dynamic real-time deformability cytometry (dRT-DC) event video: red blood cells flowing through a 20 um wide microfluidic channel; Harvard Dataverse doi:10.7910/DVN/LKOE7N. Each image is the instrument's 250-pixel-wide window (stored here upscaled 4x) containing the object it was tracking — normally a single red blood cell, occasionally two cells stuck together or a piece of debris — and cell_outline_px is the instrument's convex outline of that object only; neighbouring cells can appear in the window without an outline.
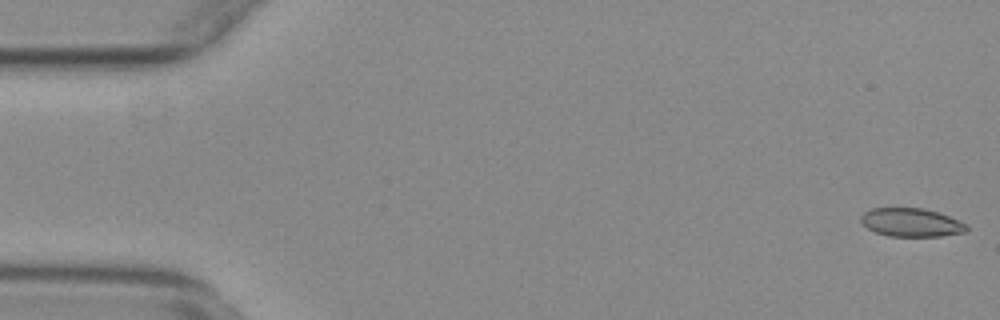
{"species": "common noctule bat (a hibernating species)", "species_latin": "Nyctalus noctula", "temperature_condition": "warm", "stored_images_in_passage": 55, "camera_frame_rate_fps": 3000, "um_per_image_px": 0.085, "animal": {"sex": "female", "body_mass_g": 29.2, "forearm_length_mm": 56.3}, "frame": {"image": 1, "passage_image": 1, "time_ms": 0.0, "image_size_px": [1000, 320], "cell_outline_px": [[968, 232], [940, 236], [888, 236], [876, 232], [868, 228], [860, 220], [860, 216], [864, 212], [872, 208], [924, 208], [940, 212], [968, 224]], "centroid_in_image_um": [77.5, 18.9], "position_along_channel_um": 7.5, "area_um2": 17.69}}
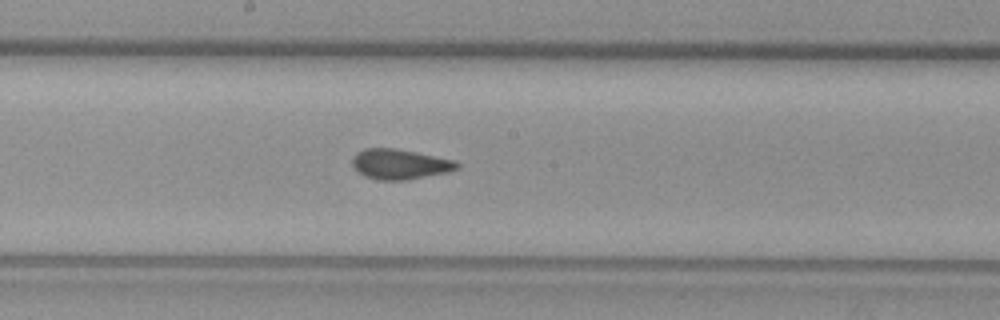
{"frame": {"image": 2, "passage_image": 29, "time_ms": 9.333, "image_size_px": [1000, 320], "cell_outline_px": [[460, 168], [448, 172], [404, 180], [376, 180], [364, 176], [352, 168], [352, 156], [356, 152], [364, 148], [396, 148], [456, 160], [460, 164]], "centroid_in_image_um": [33.96, 13.95], "position_along_channel_um": 214.2, "area_um2": 18.67}}
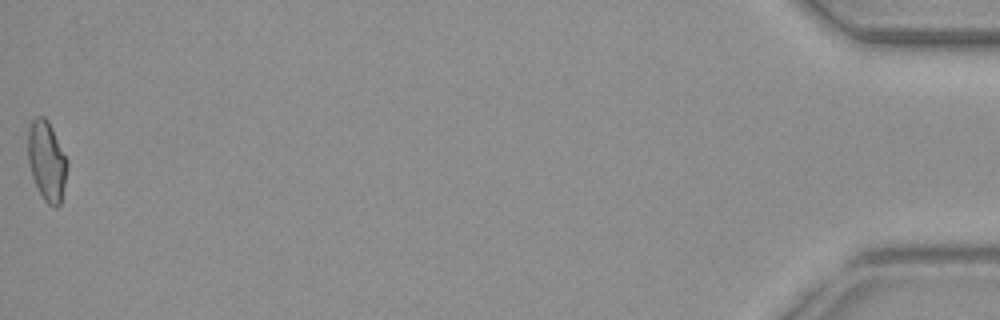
{"frame": {"image": 3, "passage_image": 55, "time_ms": 18.0, "image_size_px": [1000, 320], "cell_outline_px": [[68, 164], [60, 204], [56, 208], [48, 204], [44, 200], [32, 176], [28, 160], [28, 128], [32, 120], [36, 116], [44, 116], [48, 120], [68, 160]], "centroid_in_image_um": [3.97, 13.65], "position_along_channel_um": 431.2, "area_um2": 18.15}, "authors_computed_cell_mechanics": {"area_um2": 18.3804, "velocity_mm_per_s": 3.7462, "shape_relaxation_time_tau1_ms": null, "shape_relaxation_time_tau2_ms": 1.1055, "deformation_change_tau1": null, "deformation_change_tau2": 0.0575}}